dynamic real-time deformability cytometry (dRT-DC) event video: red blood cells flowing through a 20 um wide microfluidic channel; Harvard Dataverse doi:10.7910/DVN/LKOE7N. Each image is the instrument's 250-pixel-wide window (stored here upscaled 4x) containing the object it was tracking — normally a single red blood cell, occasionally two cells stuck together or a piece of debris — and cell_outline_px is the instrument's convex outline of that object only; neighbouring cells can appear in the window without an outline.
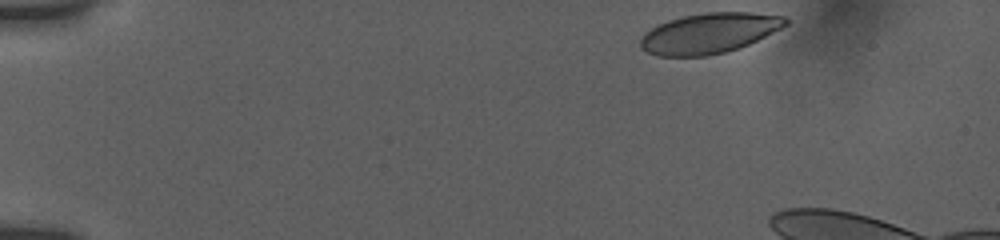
{"species": "human", "species_latin": "Homo sapiens", "temperature_condition": "room temperature", "stored_images_in_passage": 9, "camera_frame_rate_fps": 3000, "um_per_image_px": 0.085, "donor": {"sex": "female"}, "frame": {"image": 1, "passage_image": 1, "time_ms": 0.0, "image_size_px": [1000, 240], "cell_outline_px": [[788, 24], [740, 48], [708, 56], [660, 56], [648, 52], [640, 48], [640, 40], [644, 32], [656, 24], [668, 20], [684, 16], [708, 12], [752, 12], [784, 16], [788, 20]], "centroid_in_image_um": [60.24, 2.82], "position_along_channel_um": 24.8, "area_um2": 34.04}}